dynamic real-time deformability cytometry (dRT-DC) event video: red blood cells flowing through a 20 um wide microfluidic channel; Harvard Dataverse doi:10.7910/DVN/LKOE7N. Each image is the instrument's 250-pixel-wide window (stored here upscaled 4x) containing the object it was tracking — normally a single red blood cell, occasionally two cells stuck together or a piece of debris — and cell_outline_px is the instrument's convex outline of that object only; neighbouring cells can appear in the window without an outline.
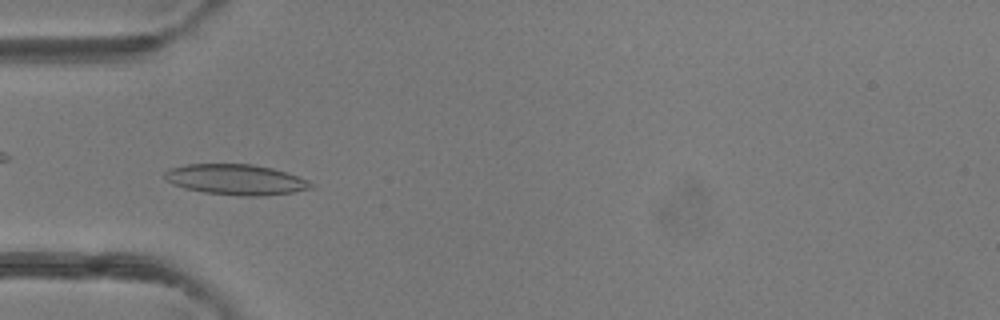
{"species": "common noctule bat (a hibernating species)", "species_latin": "Nyctalus noctula", "temperature_condition": "room temperature", "stored_images_in_passage": 46, "camera_frame_rate_fps": 3000, "um_per_image_px": 0.085, "animal": {"sex": "female"}, "frame": {"image": 1, "passage_image": 13, "time_ms": 4.0, "image_size_px": [1000, 320], "cell_outline_px": [[316, 188], [292, 192], [264, 196], [240, 196], [204, 192], [184, 188], [172, 184], [164, 180], [164, 172], [168, 168], [184, 164], [252, 164], [272, 168], [308, 180], [316, 184]], "centroid_in_image_um": [20.04, 15.27], "position_along_channel_um": 65.0, "area_um2": 26.3}}
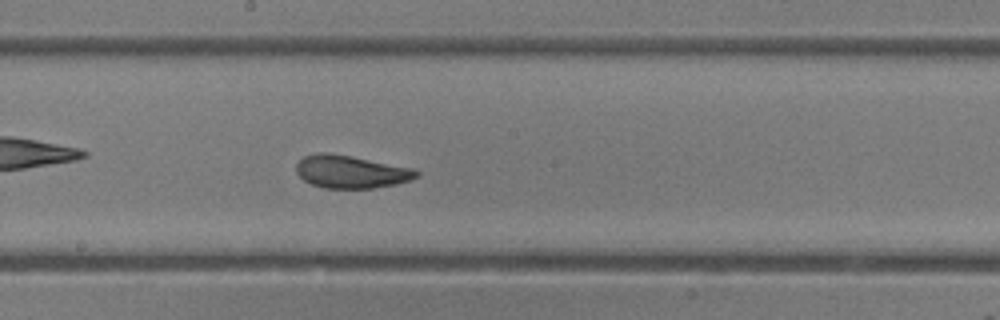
{"frame": {"image": 2, "passage_image": 24, "time_ms": 7.667, "image_size_px": [1000, 320], "cell_outline_px": [[420, 176], [412, 180], [396, 184], [372, 188], [324, 188], [312, 184], [304, 180], [296, 172], [296, 164], [304, 156], [316, 152], [328, 152], [352, 156], [412, 168], [420, 172]], "centroid_in_image_um": [29.84, 14.59], "position_along_channel_um": 218.4, "area_um2": 23.06}}
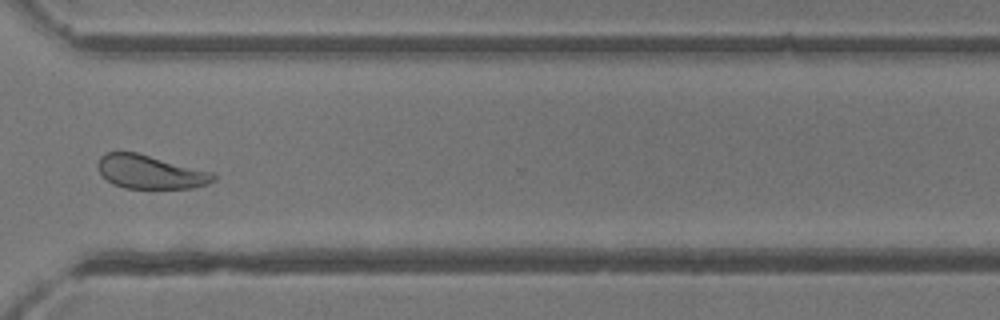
{"frame": {"image": 3, "passage_image": 34, "time_ms": 11.0, "image_size_px": [1000, 320], "cell_outline_px": [[216, 180], [208, 184], [192, 188], [124, 188], [112, 184], [100, 172], [96, 164], [100, 156], [104, 152], [136, 152], [212, 172], [216, 176]], "centroid_in_image_um": [12.76, 14.61], "position_along_channel_um": 357.8, "area_um2": 22.6}, "authors_computed_cell_mechanics": {"area_um2": 23.9581, "velocity_mm_per_s": 4.1846, "shape_relaxation_time_tau1_ms": 2.8212, "shape_relaxation_time_tau2_ms": 1.2407, "deformation_change_tau1": 0.1179, "deformation_change_tau2": 0.0674}}